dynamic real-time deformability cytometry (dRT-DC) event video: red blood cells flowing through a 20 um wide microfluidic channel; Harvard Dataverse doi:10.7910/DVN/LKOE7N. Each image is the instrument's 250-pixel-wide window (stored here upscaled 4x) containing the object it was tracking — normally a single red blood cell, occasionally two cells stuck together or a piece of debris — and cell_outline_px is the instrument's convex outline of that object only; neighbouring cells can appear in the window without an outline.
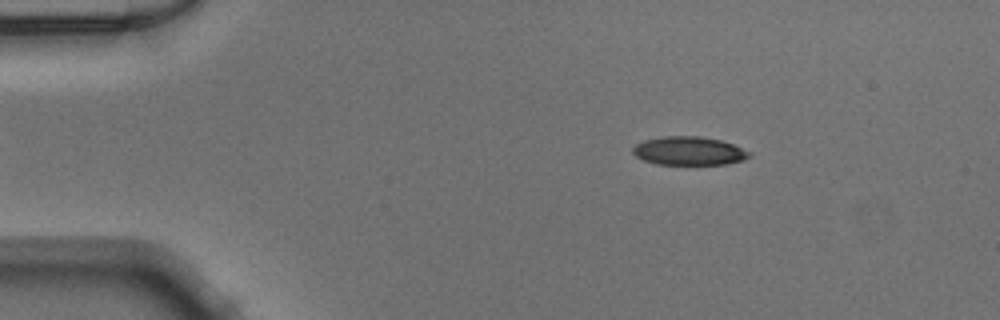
{"species": "Egyptian fruit bat (a non-hibernating species)", "species_latin": "Rousettus aegyptiacus", "temperature_condition": "warm", "stored_images_in_passage": 45, "camera_frame_rate_fps": 3000, "um_per_image_px": 0.085, "animal": {"sex": "male"}, "frame": {"image": 1, "passage_image": 3, "time_ms": 0.667, "image_size_px": [1000, 320], "cell_outline_px": [[752, 156], [744, 160], [724, 164], [656, 164], [644, 160], [636, 156], [632, 152], [632, 148], [636, 144], [644, 140], [664, 136], [700, 136], [720, 140], [732, 144], [752, 152]], "centroid_in_image_um": [58.57, 12.82], "position_along_channel_um": 26.4, "area_um2": 19.36}}
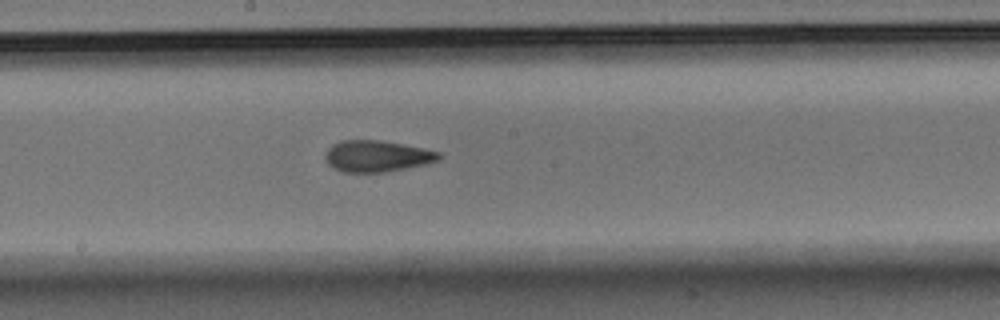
{"frame": {"image": 2, "passage_image": 22, "time_ms": 7.0, "image_size_px": [1000, 320], "cell_outline_px": [[440, 160], [428, 164], [384, 172], [340, 172], [332, 168], [328, 164], [324, 156], [328, 148], [332, 144], [340, 140], [380, 140], [424, 148], [440, 152]], "centroid_in_image_um": [32.02, 13.27], "position_along_channel_um": 216.2, "area_um2": 20.98}}
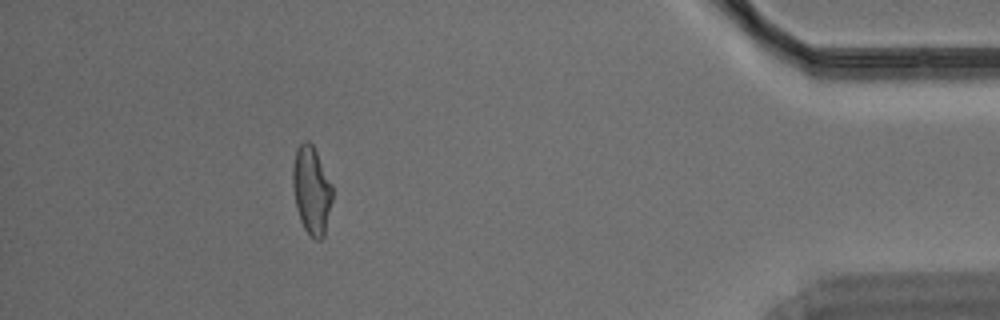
{"frame": {"image": 3, "passage_image": 40, "time_ms": 13.0, "image_size_px": [1000, 320], "cell_outline_px": [[332, 200], [324, 236], [320, 240], [316, 240], [304, 228], [300, 220], [296, 208], [292, 184], [292, 164], [296, 148], [304, 140], [308, 140], [312, 144], [332, 184]], "centroid_in_image_um": [26.46, 16.15], "position_along_channel_um": 408.7, "area_um2": 20.35}}